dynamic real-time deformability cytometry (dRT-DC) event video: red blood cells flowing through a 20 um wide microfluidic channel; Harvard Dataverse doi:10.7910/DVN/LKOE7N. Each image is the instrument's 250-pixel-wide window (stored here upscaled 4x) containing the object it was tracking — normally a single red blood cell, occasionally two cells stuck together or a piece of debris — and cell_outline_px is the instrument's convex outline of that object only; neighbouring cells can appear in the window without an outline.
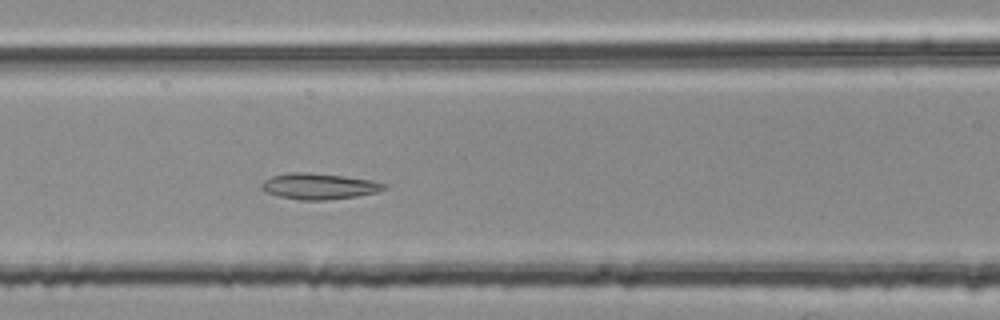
{"species": "common noctule bat (a hibernating species)", "species_latin": "Nyctalus noctula", "temperature_condition": "room temperature", "stored_images_in_passage": 35, "camera_frame_rate_fps": 3000, "um_per_image_px": 0.085, "animal": {"sex": "female", "body_mass_g": 25.1}, "frame": {"image": 1, "passage_image": 6, "time_ms": 1.667, "image_size_px": [1000, 320], "cell_outline_px": [[388, 184], [384, 188], [376, 192], [356, 196], [324, 200], [300, 200], [280, 196], [264, 192], [260, 188], [260, 184], [264, 180], [272, 176], [288, 172], [308, 172], [344, 176], [372, 180]], "centroid_in_image_um": [27.06, 15.82], "position_along_channel_um": 139.5, "area_um2": 18.55}}
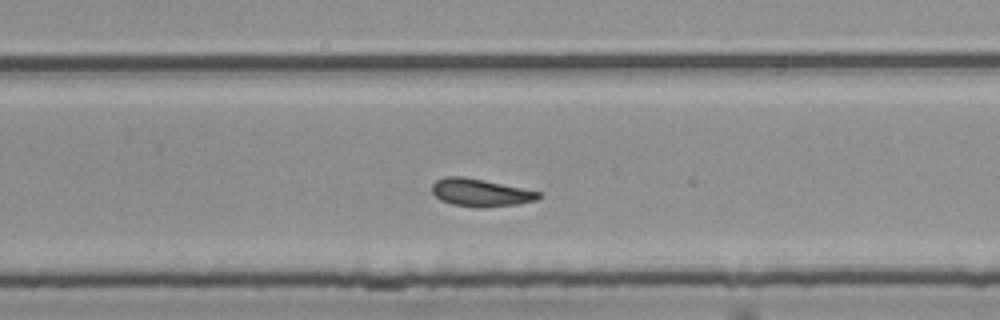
{"frame": {"image": 2, "passage_image": 18, "time_ms": 5.667, "image_size_px": [1000, 320], "cell_outline_px": [[544, 196], [536, 200], [516, 204], [484, 208], [480, 208], [452, 204], [440, 200], [432, 192], [432, 184], [436, 180], [444, 176], [460, 176], [540, 192]], "centroid_in_image_um": [40.81, 16.39], "position_along_channel_um": 289.0, "area_um2": 16.94}}
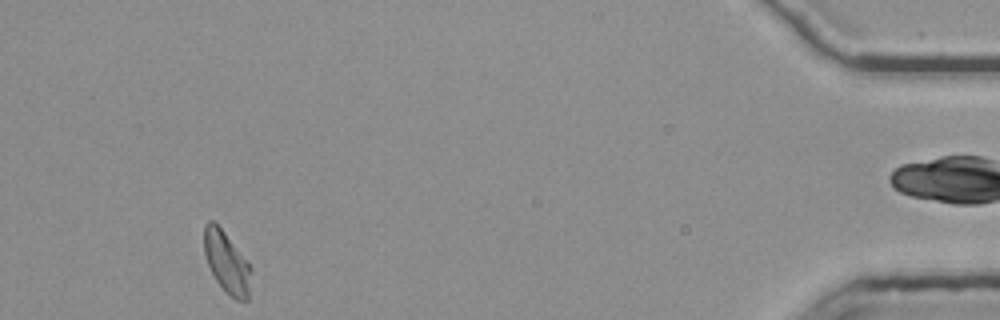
{"frame": {"image": 3, "passage_image": 34, "time_ms": 11.0, "image_size_px": [1000, 320], "cell_outline_px": [[252, 268], [248, 300], [236, 300], [224, 292], [216, 280], [208, 264], [204, 252], [204, 224], [208, 220], [212, 220], [224, 232]], "centroid_in_image_um": [19.27, 22.33], "position_along_channel_um": 415.9, "area_um2": 16.65}}